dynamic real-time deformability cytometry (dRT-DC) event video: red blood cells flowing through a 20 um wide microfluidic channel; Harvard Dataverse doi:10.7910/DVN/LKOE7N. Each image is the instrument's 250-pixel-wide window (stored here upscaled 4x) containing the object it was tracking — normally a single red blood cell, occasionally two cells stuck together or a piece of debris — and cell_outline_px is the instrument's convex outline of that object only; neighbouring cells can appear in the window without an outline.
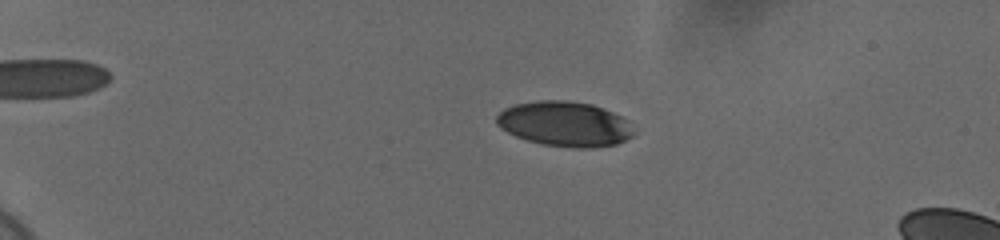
{"species": "human", "species_latin": "Homo sapiens", "temperature_condition": "cold", "stored_images_in_passage": 54, "camera_frame_rate_fps": 3000, "um_per_image_px": 0.085, "donor": {"sex": "female"}, "frame": {"image": 1, "passage_image": 15, "time_ms": 4.667, "image_size_px": [1000, 240], "cell_outline_px": [[636, 132], [632, 136], [616, 144], [592, 148], [572, 148], [544, 144], [528, 140], [516, 136], [500, 128], [496, 124], [496, 116], [504, 108], [516, 104], [536, 100], [568, 100], [592, 104], [604, 108], [628, 120]], "centroid_in_image_um": [48.01, 10.53], "position_along_channel_um": 37.0, "area_um2": 36.13}}
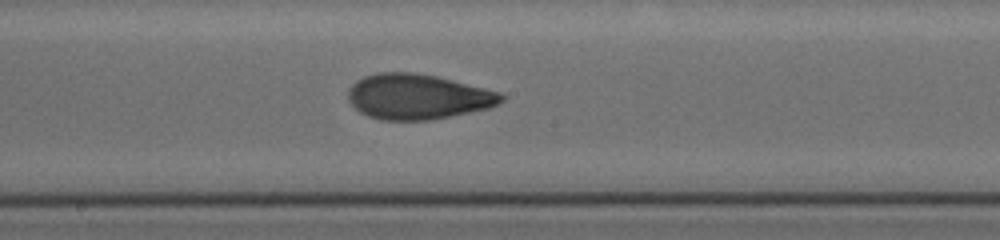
{"frame": {"image": 2, "passage_image": 36, "time_ms": 11.667, "image_size_px": [1000, 240], "cell_outline_px": [[504, 100], [488, 108], [432, 120], [380, 120], [368, 116], [360, 112], [348, 100], [348, 88], [356, 80], [364, 76], [376, 72], [416, 72], [436, 76], [504, 92]], "centroid_in_image_um": [35.51, 8.21], "position_along_channel_um": 212.7, "area_um2": 40.69}}
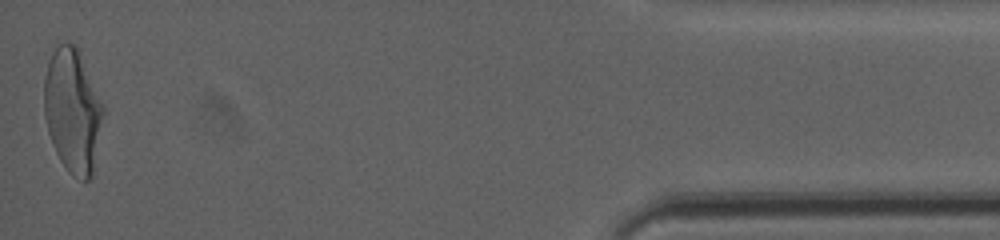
{"frame": {"image": 3, "passage_image": 54, "time_ms": 17.667, "image_size_px": [1000, 240], "cell_outline_px": [[104, 112], [92, 176], [88, 180], [84, 180], [72, 176], [68, 172], [60, 160], [56, 152], [48, 132], [44, 116], [44, 80], [48, 64], [52, 52], [60, 44], [72, 44], [80, 52], [104, 104]], "centroid_in_image_um": [6.18, 9.42], "position_along_channel_um": 429.0, "area_um2": 42.54}, "authors_computed_cell_mechanics": {"area_um2": 38.6971, "velocity_mm_per_s": 3.6836, "shape_relaxation_time_tau1_ms": 6.0431, "shape_relaxation_time_tau2_ms": 1.6935, "deformation_change_tau1": 0.2073, "deformation_change_tau2": 0.0777}}